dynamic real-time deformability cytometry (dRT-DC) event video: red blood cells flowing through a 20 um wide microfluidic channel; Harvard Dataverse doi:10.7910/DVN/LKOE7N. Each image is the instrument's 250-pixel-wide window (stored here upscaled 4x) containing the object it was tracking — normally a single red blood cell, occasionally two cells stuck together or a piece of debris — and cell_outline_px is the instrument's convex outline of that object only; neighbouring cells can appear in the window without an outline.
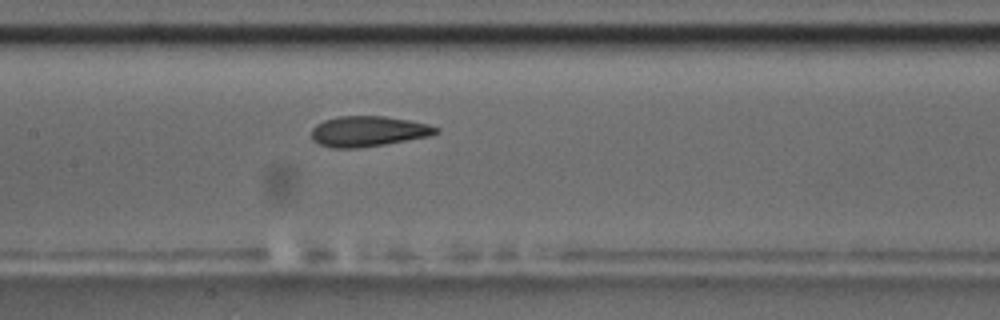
{"species": "common noctule bat (a hibernating species)", "species_latin": "Nyctalus noctula", "temperature_condition": "room temperature", "stored_images_in_passage": 51, "camera_frame_rate_fps": 3000, "um_per_image_px": 0.085, "animal": {"sex": "male", "body_mass_g": 17.5, "forearm_length_mm": 52.3}, "frame": {"image": 1, "passage_image": 22, "time_ms": 7.0, "image_size_px": [1000, 320], "cell_outline_px": [[440, 132], [428, 136], [384, 144], [356, 148], [332, 148], [320, 144], [312, 140], [312, 128], [316, 124], [324, 120], [336, 116], [384, 116], [408, 120], [428, 124], [440, 128]], "centroid_in_image_um": [31.28, 11.15], "position_along_channel_um": 176.1, "area_um2": 22.02}, "authors_computed_cell_mechanics": {"area_um2": 22.7154, "velocity_mm_per_s": 3.6172, "shape_relaxation_time_tau1_ms": 8.8254, "shape_relaxation_time_tau2_ms": 1.6437, "deformation_change_tau1": 0.1986, "deformation_change_tau2": 0.0651}}